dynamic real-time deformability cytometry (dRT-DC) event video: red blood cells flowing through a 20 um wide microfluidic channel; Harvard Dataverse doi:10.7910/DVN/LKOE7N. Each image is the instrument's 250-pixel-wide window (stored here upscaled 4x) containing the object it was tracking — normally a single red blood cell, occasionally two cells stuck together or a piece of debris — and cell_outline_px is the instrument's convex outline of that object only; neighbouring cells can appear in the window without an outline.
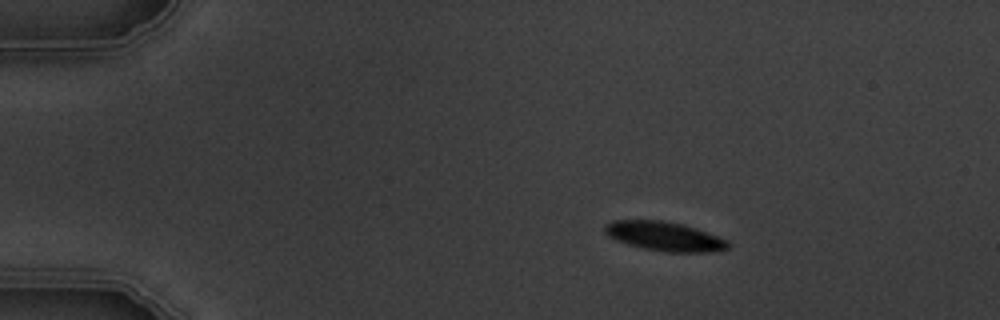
{"species": "common noctule bat (a hibernating species)", "species_latin": "Nyctalus noctula", "temperature_condition": "warm", "stored_images_in_passage": 5, "segment_of_instrument_passage": [1, 2], "camera_frame_rate_fps": 3000, "um_per_image_px": 0.085, "animal": {"sex": "male", "body_mass_g": 19.5, "forearm_length_mm": 54.6}, "frame": {"image": 1, "passage_image": 2, "time_ms": 1.333, "image_size_px": [1000, 320], "cell_outline_px": [[728, 248], [712, 252], [664, 252], [644, 248], [628, 244], [616, 240], [608, 236], [604, 232], [604, 224], [612, 220], [664, 220], [684, 224], [696, 228], [728, 240]], "centroid_in_image_um": [56.45, 20.07], "position_along_channel_um": 28.5, "area_um2": 21.1}}